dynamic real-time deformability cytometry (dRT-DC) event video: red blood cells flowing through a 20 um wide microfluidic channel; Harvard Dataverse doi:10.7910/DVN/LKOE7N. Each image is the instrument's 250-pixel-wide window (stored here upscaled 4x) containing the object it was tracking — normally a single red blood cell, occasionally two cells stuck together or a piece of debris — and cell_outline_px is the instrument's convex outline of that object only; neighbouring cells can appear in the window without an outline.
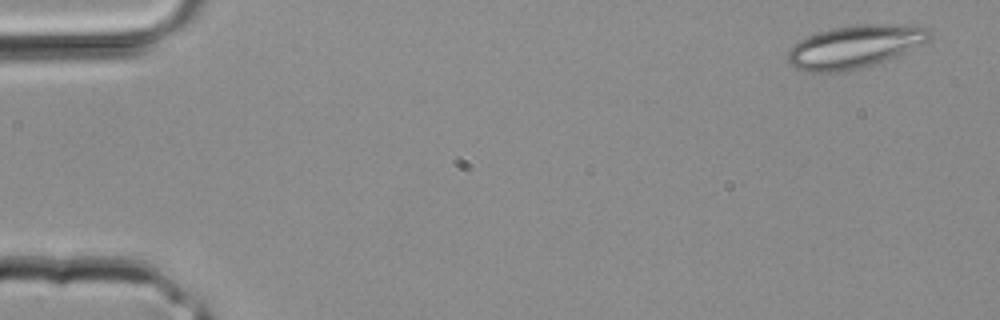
{"species": "common noctule bat (a hibernating species)", "species_latin": "Nyctalus noctula", "temperature_condition": "room temperature", "stored_images_in_passage": 2, "camera_frame_rate_fps": 3000, "um_per_image_px": 0.085, "animal": {"sex": "male", "body_mass_g": 20.4}, "frame": {"image": 1, "passage_image": 1, "time_ms": 0.0, "image_size_px": [1000, 320], "cell_outline_px": [[928, 40], [884, 60], [860, 68], [844, 72], [808, 72], [796, 68], [788, 64], [788, 48], [800, 40], [808, 36], [832, 28], [868, 24], [904, 24], [928, 28]], "centroid_in_image_um": [72.56, 3.97], "position_along_channel_um": 12.4, "area_um2": 34.62}}